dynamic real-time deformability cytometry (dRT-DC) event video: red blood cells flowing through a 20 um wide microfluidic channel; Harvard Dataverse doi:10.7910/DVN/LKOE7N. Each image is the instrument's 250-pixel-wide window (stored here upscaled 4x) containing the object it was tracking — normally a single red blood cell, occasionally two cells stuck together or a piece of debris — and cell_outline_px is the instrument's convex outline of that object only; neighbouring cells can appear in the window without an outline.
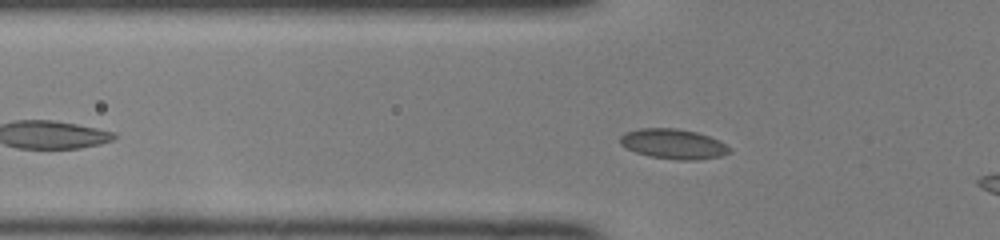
{"species": "common noctule bat (a hibernating species)", "species_latin": "Nyctalus noctula", "temperature_condition": "room temperature", "stored_images_in_passage": 34, "camera_frame_rate_fps": 3000, "um_per_image_px": 0.085, "animal": {"sex": "female", "body_mass_g": 22.0, "forearm_length_mm": 56.7}, "frame": {"image": 1, "passage_image": 7, "time_ms": 2.0, "image_size_px": [1000, 240], "cell_outline_px": [[732, 152], [720, 156], [696, 160], [680, 160], [648, 156], [636, 152], [620, 144], [620, 136], [624, 132], [640, 128], [676, 128], [696, 132], [720, 140], [732, 148]], "centroid_in_image_um": [57.26, 12.23], "position_along_channel_um": 68.5, "area_um2": 19.19}}
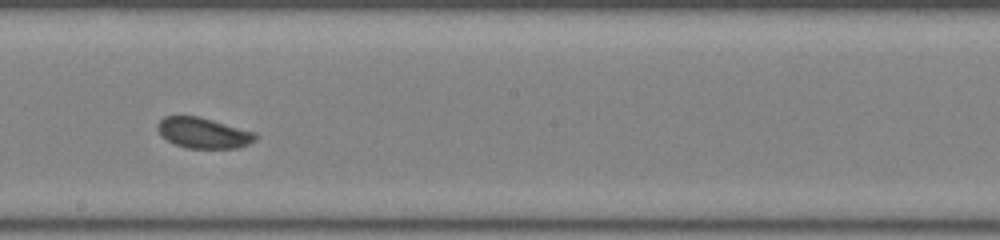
{"frame": {"image": 2, "passage_image": 19, "time_ms": 6.0, "image_size_px": [1000, 240], "cell_outline_px": [[256, 140], [248, 144], [236, 148], [188, 148], [176, 144], [160, 136], [156, 128], [156, 124], [164, 116], [200, 116], [256, 132]], "centroid_in_image_um": [17.27, 11.29], "position_along_channel_um": 230.9, "area_um2": 17.57}}
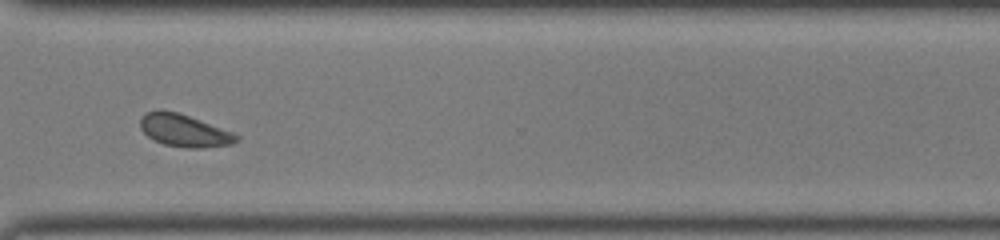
{"frame": {"image": 3, "passage_image": 28, "time_ms": 9.0, "image_size_px": [1000, 240], "cell_outline_px": [[240, 140], [232, 144], [204, 148], [184, 148], [164, 144], [152, 140], [140, 128], [140, 116], [144, 112], [160, 108], [180, 112], [232, 132], [240, 136]], "centroid_in_image_um": [15.62, 11.07], "position_along_channel_um": 355.0, "area_um2": 18.67}, "authors_computed_cell_mechanics": {"area_um2": 18.0047, "velocity_mm_per_s": 4.1105, "shape_relaxation_time_tau1_ms": 8.0562, "shape_relaxation_time_tau2_ms": null, "deformation_change_tau1": 0.0881, "deformation_change_tau2": null}}